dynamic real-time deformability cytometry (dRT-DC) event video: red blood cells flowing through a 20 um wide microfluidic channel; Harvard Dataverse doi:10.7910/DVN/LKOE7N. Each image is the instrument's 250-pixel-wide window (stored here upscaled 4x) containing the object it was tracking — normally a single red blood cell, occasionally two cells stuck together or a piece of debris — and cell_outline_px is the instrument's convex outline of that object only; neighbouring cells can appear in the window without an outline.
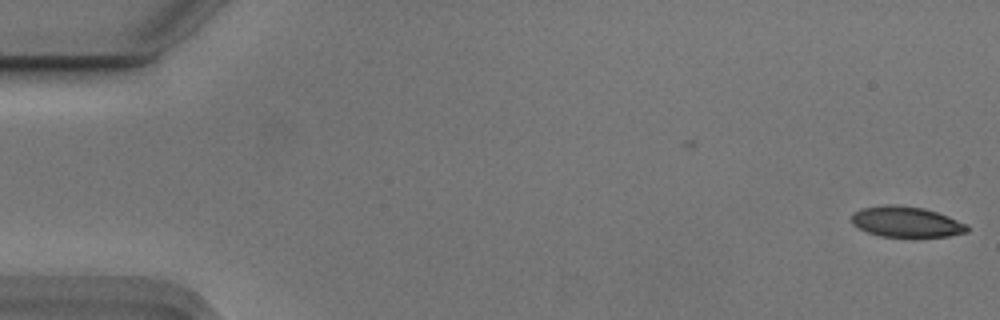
{"species": "Egyptian fruit bat (a non-hibernating species)", "species_latin": "Rousettus aegyptiacus", "temperature_condition": "cold", "stored_images_in_passage": 56, "camera_frame_rate_fps": 3000, "um_per_image_px": 0.085, "animal": {"sex": "male"}, "frame": {"image": 1, "passage_image": 1, "time_ms": 0.0, "image_size_px": [1000, 320], "cell_outline_px": [[968, 232], [948, 236], [880, 236], [868, 232], [852, 224], [852, 212], [860, 208], [884, 204], [896, 204], [924, 208], [948, 216], [968, 224]], "centroid_in_image_um": [77.02, 18.83], "position_along_channel_um": 8.0, "area_um2": 20.63}}
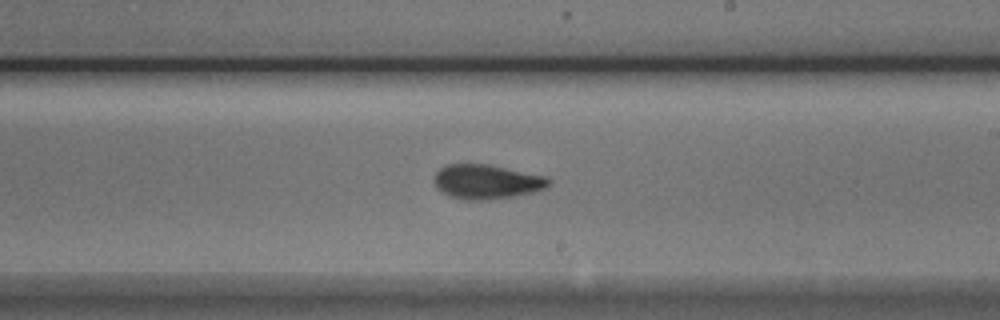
{"frame": {"image": 2, "passage_image": 32, "time_ms": 10.333, "image_size_px": [1000, 320], "cell_outline_px": [[552, 184], [548, 188], [536, 192], [516, 196], [488, 200], [460, 200], [448, 196], [440, 192], [436, 188], [432, 180], [436, 172], [440, 168], [448, 164], [488, 164], [548, 176], [552, 180]], "centroid_in_image_um": [41.39, 15.46], "position_along_channel_um": 247.6, "area_um2": 23.76}}
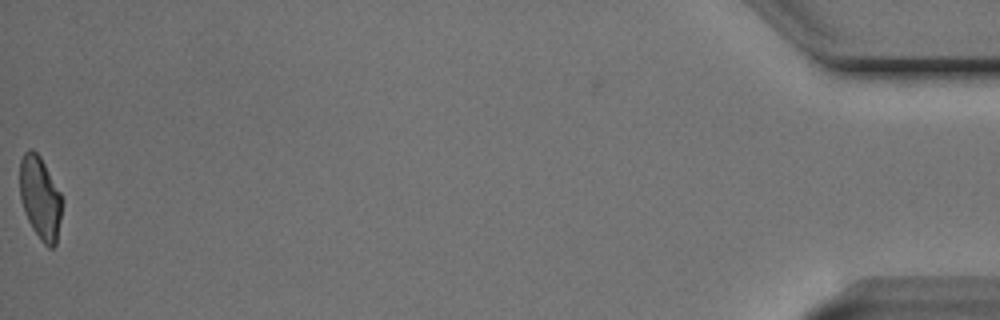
{"frame": {"image": 3, "passage_image": 55, "time_ms": 18.0, "image_size_px": [1000, 320], "cell_outline_px": [[60, 220], [56, 244], [52, 248], [48, 248], [40, 240], [32, 228], [24, 212], [20, 196], [20, 160], [24, 152], [28, 148], [32, 148], [40, 156], [60, 192]], "centroid_in_image_um": [3.38, 16.81], "position_along_channel_um": 431.8, "area_um2": 20.17}, "authors_computed_cell_mechanics": {"area_um2": 21.964, "velocity_mm_per_s": 3.7271, "shape_relaxation_time_tau1_ms": 4.1237, "shape_relaxation_time_tau2_ms": 2.106, "deformation_change_tau1": 0.1414, "deformation_change_tau2": 0.0713}}